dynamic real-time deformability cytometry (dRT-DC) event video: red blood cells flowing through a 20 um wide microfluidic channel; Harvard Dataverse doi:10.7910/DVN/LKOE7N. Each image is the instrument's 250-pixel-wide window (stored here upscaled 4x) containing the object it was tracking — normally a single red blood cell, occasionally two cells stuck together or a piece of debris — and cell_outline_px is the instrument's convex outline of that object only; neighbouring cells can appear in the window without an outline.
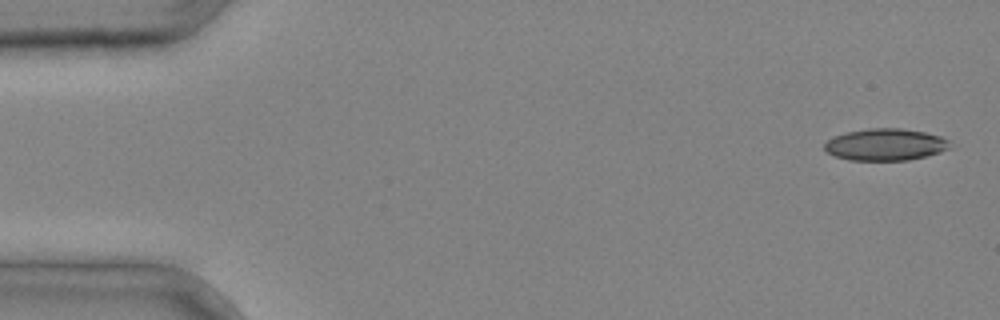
{"species": "common noctule bat (a hibernating species)", "species_latin": "Nyctalus noctula", "temperature_condition": "cold", "stored_images_in_passage": 5, "camera_frame_rate_fps": 3000, "um_per_image_px": 0.085, "animal": {"sex": "male", "body_mass_g": 20.4}, "frame": {"image": 1, "passage_image": 1, "time_ms": 0.0, "image_size_px": [1000, 320], "cell_outline_px": [[952, 148], [940, 152], [908, 160], [848, 160], [836, 156], [828, 152], [824, 148], [824, 144], [832, 136], [848, 132], [868, 128], [900, 128], [924, 132], [940, 136], [948, 140]], "centroid_in_image_um": [75.26, 12.28], "position_along_channel_um": 9.7, "area_um2": 23.24}}
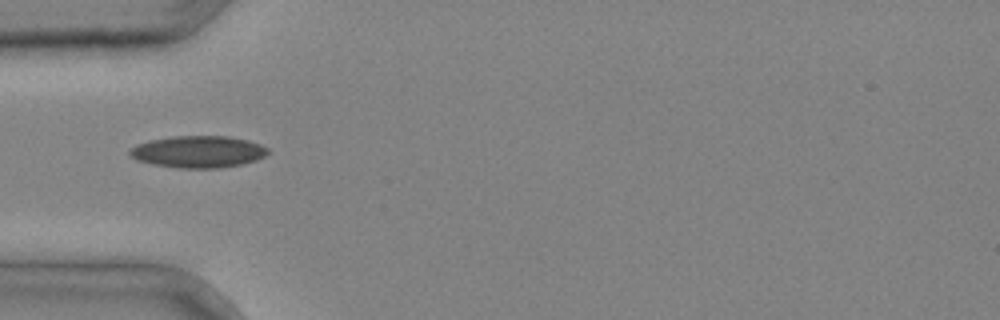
{"frame": {"image": 2, "passage_image": 4, "time_ms": 1.0, "image_size_px": [1000, 320], "cell_outline_px": [[268, 152], [264, 156], [256, 160], [240, 164], [220, 168], [176, 168], [152, 164], [136, 160], [128, 152], [136, 144], [148, 140], [172, 136], [228, 136], [248, 140], [260, 144], [268, 148]], "centroid_in_image_um": [16.82, 12.89], "position_along_channel_um": 68.2, "area_um2": 25.72}}